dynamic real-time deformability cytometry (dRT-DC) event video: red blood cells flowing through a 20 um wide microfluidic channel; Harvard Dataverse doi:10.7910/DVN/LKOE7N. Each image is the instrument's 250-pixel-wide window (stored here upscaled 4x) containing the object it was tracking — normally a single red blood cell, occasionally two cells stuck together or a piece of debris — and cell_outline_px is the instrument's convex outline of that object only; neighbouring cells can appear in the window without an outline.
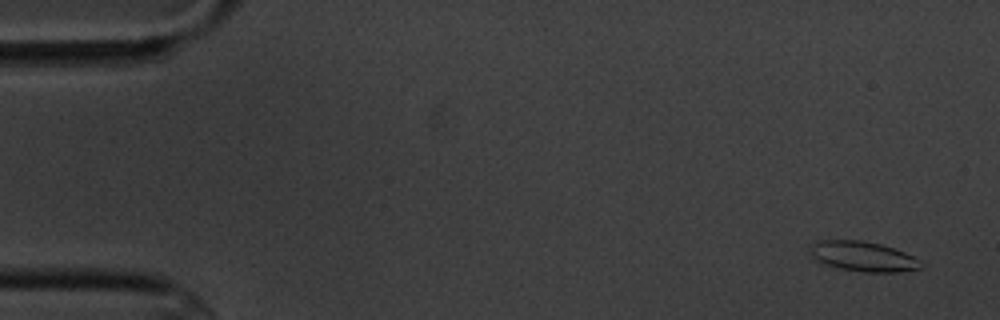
{"species": "common noctule bat (a hibernating species)", "species_latin": "Nyctalus noctula", "temperature_condition": "cold", "stored_images_in_passage": 5, "camera_frame_rate_fps": 3000, "um_per_image_px": 0.085, "animal": {"sex": "male", "body_mass_g": 20.1, "forearm_length_mm": 53.5}, "frame": {"image": 1, "passage_image": 1, "time_ms": 0.0, "image_size_px": [1000, 320], "cell_outline_px": [[920, 268], [900, 272], [864, 272], [840, 268], [820, 264], [812, 260], [808, 252], [812, 244], [820, 240], [860, 240], [880, 244], [904, 252], [920, 260]], "centroid_in_image_um": [73.26, 21.8], "position_along_channel_um": 11.7, "area_um2": 19.48}}
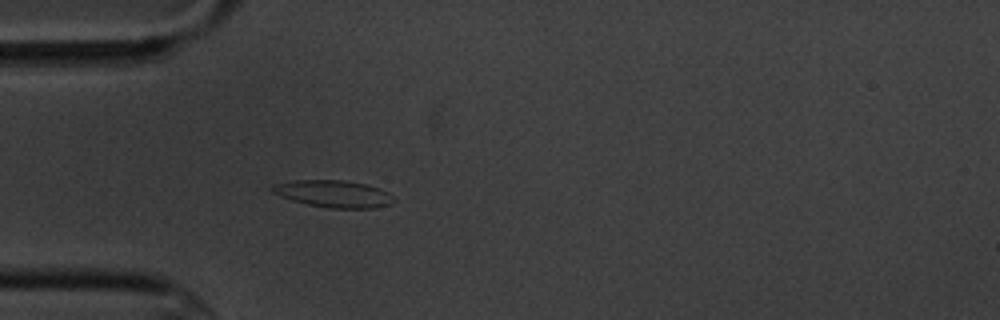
{"frame": {"image": 2, "passage_image": 5, "time_ms": 4.667, "image_size_px": [1000, 320], "cell_outline_px": [[396, 200], [392, 204], [376, 208], [328, 208], [308, 204], [292, 200], [280, 196], [272, 192], [272, 184], [292, 180], [344, 180], [364, 184], [388, 192]], "centroid_in_image_um": [28.35, 16.48], "position_along_channel_um": 56.7, "area_um2": 19.13}}